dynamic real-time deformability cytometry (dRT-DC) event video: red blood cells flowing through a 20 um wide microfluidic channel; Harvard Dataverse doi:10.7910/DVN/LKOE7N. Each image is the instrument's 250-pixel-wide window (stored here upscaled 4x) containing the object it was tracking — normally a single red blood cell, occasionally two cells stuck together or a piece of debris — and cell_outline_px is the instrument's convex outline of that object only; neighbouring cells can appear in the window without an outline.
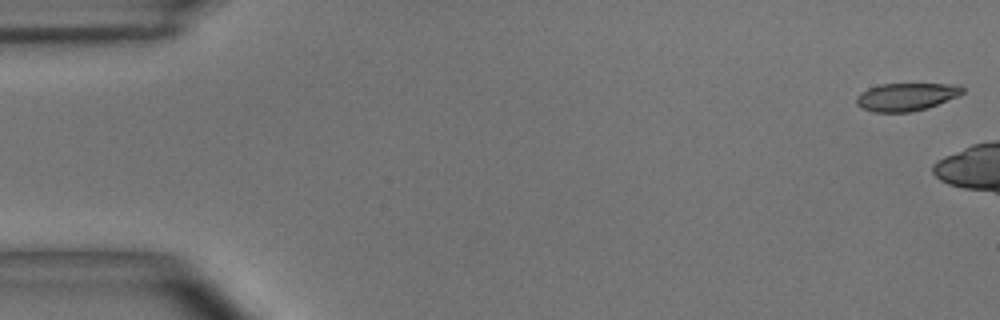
{"species": "common noctule bat (a hibernating species)", "species_latin": "Nyctalus noctula", "temperature_condition": "room temperature", "stored_images_in_passage": 9, "camera_frame_rate_fps": 3000, "um_per_image_px": 0.085, "animal": {"sex": "male", "body_mass_g": 15.6}, "frame": {"image": 1, "passage_image": 1, "time_ms": 0.0, "image_size_px": [1000, 320], "cell_outline_px": [[964, 92], [960, 96], [928, 108], [912, 112], [872, 112], [856, 104], [856, 96], [860, 92], [868, 88], [880, 84], [960, 84], [964, 88]], "centroid_in_image_um": [77.06, 8.23], "position_along_channel_um": 7.9, "area_um2": 17.46}}